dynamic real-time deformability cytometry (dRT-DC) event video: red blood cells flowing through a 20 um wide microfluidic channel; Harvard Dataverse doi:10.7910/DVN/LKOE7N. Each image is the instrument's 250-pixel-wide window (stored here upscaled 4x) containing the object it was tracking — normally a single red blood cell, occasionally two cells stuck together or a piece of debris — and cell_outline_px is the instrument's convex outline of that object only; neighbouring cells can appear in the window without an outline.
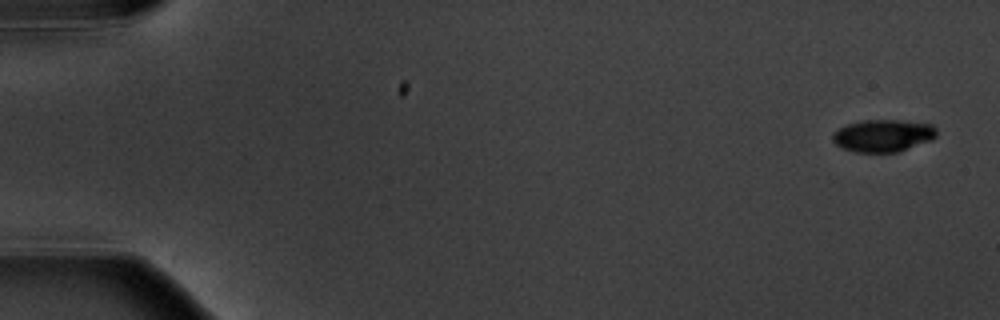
{"species": "common noctule bat (a hibernating species)", "species_latin": "Nyctalus noctula", "temperature_condition": "warm", "stored_images_in_passage": 11, "camera_frame_rate_fps": 3000, "um_per_image_px": 0.085, "animal": {"sex": "male", "body_mass_g": 20.1, "forearm_length_mm": 53.5}, "frame": {"image": 1, "passage_image": 1, "time_ms": 0.0, "image_size_px": [1000, 320], "cell_outline_px": [[936, 136], [932, 140], [896, 152], [856, 152], [844, 148], [836, 144], [832, 140], [832, 132], [848, 124], [864, 120], [900, 120], [932, 124], [936, 128]], "centroid_in_image_um": [75.06, 11.52], "position_along_channel_um": 9.9, "area_um2": 19.48}}
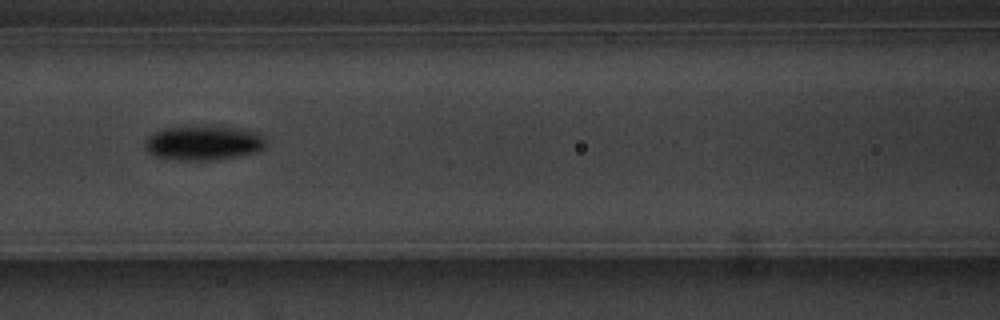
{"frame": {"image": 2, "passage_image": 7, "time_ms": 8.0, "image_size_px": [1000, 320], "cell_outline_px": [[264, 148], [256, 152], [216, 160], [184, 160], [156, 156], [148, 152], [144, 148], [144, 144], [148, 136], [152, 132], [164, 128], [196, 124], [204, 124], [260, 132], [264, 136]], "centroid_in_image_um": [17.26, 12.11], "position_along_channel_um": 149.3, "area_um2": 24.8}}
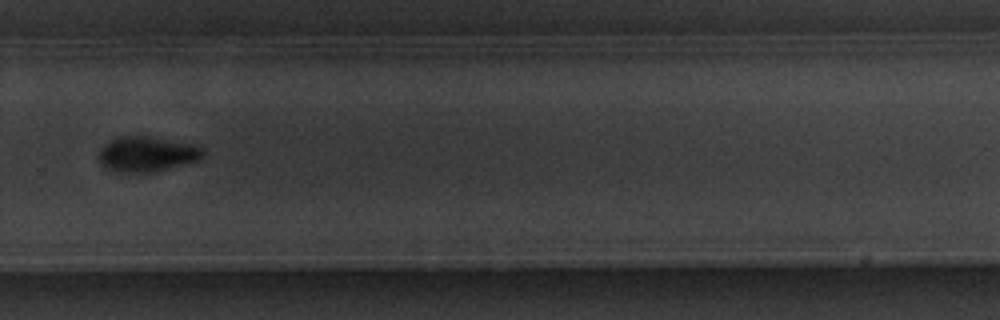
{"frame": {"image": 3, "passage_image": 11, "time_ms": 12.667, "image_size_px": [1000, 320], "cell_outline_px": [[204, 152], [200, 160], [152, 172], [112, 172], [100, 160], [100, 148], [104, 144], [120, 136], [152, 136], [188, 144], [204, 148]], "centroid_in_image_um": [12.49, 13.09], "position_along_channel_um": 317.3, "area_um2": 21.04}}